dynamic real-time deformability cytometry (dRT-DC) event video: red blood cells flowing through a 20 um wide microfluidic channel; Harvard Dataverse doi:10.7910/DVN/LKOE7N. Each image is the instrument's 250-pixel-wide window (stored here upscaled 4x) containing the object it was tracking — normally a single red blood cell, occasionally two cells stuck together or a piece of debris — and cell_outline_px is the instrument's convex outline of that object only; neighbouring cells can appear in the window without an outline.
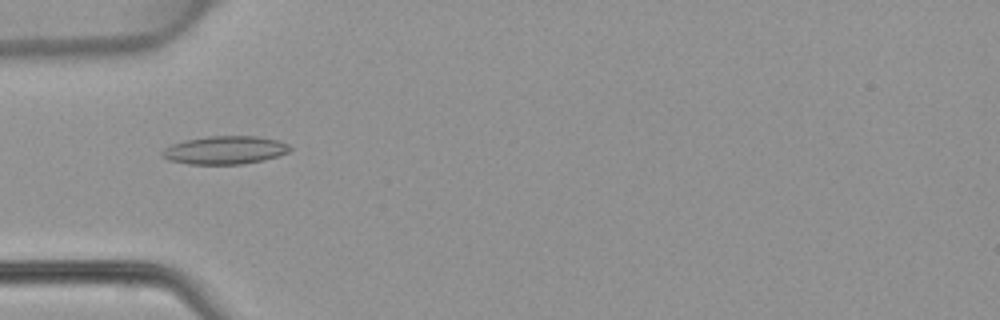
{"species": "common noctule bat (a hibernating species)", "species_latin": "Nyctalus noctula", "temperature_condition": "warm", "stored_images_in_passage": 39, "camera_frame_rate_fps": 3000, "um_per_image_px": 0.085, "animal": {"sex": "female", "body_mass_g": 22.7, "forearm_length_mm": 54.2}, "frame": {"image": 1, "passage_image": 7, "time_ms": 2.0, "image_size_px": [1000, 320], "cell_outline_px": [[292, 148], [288, 152], [264, 160], [244, 164], [188, 164], [168, 160], [160, 156], [160, 152], [164, 148], [172, 144], [184, 140], [208, 136], [256, 136], [280, 140], [288, 144]], "centroid_in_image_um": [19.09, 12.76], "position_along_channel_um": 65.9, "area_um2": 21.15}}
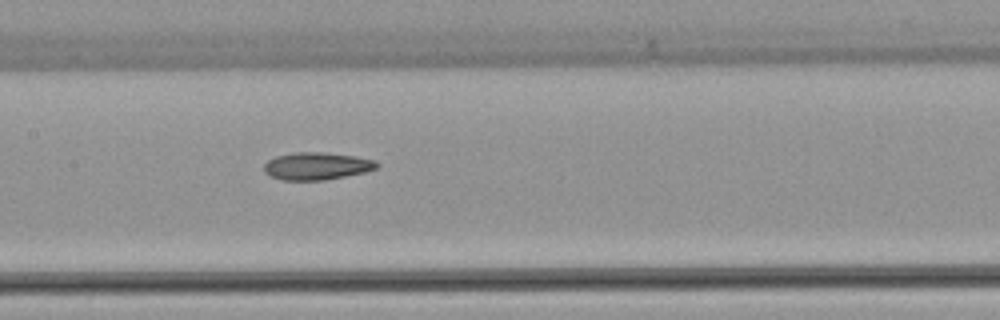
{"frame": {"image": 2, "passage_image": 15, "time_ms": 4.667, "image_size_px": [1000, 320], "cell_outline_px": [[380, 164], [376, 168], [364, 172], [324, 180], [280, 180], [264, 172], [264, 164], [268, 160], [276, 156], [292, 152], [324, 152], [356, 156], [376, 160]], "centroid_in_image_um": [26.92, 14.1], "position_along_channel_um": 180.5, "area_um2": 18.09}}
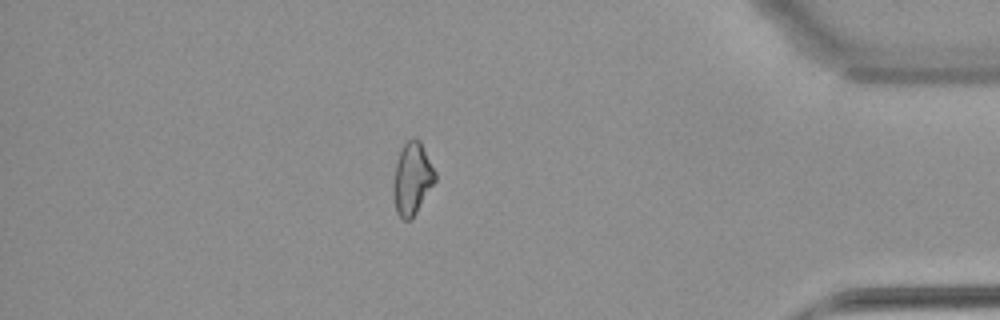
{"frame": {"image": 3, "passage_image": 33, "time_ms": 10.667, "image_size_px": [1000, 320], "cell_outline_px": [[436, 180], [412, 220], [404, 220], [396, 212], [392, 192], [392, 184], [396, 160], [400, 148], [412, 136], [416, 136], [420, 140], [436, 172]], "centroid_in_image_um": [35.01, 15.16], "position_along_channel_um": 400.2, "area_um2": 18.03}}